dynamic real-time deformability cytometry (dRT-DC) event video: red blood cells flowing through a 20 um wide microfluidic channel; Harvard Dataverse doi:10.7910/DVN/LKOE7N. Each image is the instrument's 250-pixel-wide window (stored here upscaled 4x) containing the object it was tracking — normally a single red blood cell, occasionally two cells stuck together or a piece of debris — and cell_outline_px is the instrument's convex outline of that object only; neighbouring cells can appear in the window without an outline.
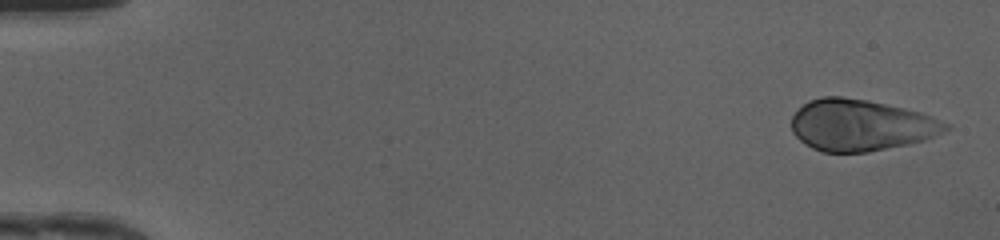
{"species": "human", "species_latin": "Homo sapiens", "temperature_condition": "cold", "stored_images_in_passage": 47, "camera_frame_rate_fps": 3000, "um_per_image_px": 0.085, "donor": {"sex": "female"}, "frame": {"image": 1, "passage_image": 1, "time_ms": 0.0, "image_size_px": [1000, 240], "cell_outline_px": [[952, 128], [944, 132], [924, 140], [908, 144], [868, 152], [824, 152], [812, 148], [804, 144], [792, 132], [792, 116], [808, 100], [824, 96], [840, 96], [868, 100], [904, 108], [920, 112], [952, 124]], "centroid_in_image_um": [73.19, 10.64], "position_along_channel_um": 11.8, "area_um2": 46.3}}
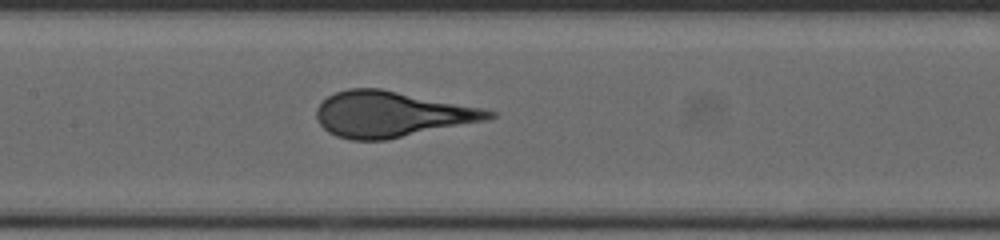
{"frame": {"image": 2, "passage_image": 23, "time_ms": 7.333, "image_size_px": [1000, 240], "cell_outline_px": [[496, 116], [488, 120], [384, 140], [352, 140], [336, 136], [328, 132], [320, 124], [316, 116], [316, 108], [328, 96], [336, 92], [348, 88], [380, 88], [484, 108], [496, 112]], "centroid_in_image_um": [33.28, 9.7], "position_along_channel_um": 174.1, "area_um2": 45.84}}
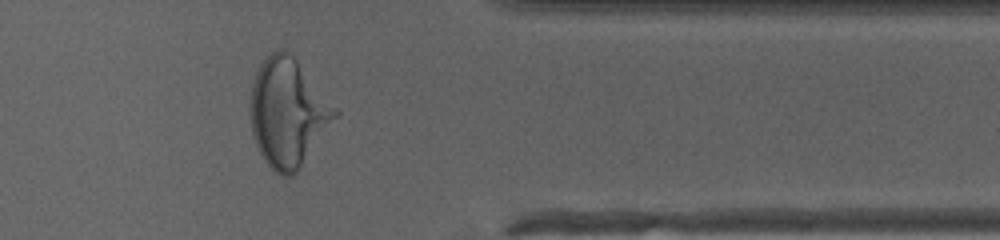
{"frame": {"image": 3, "passage_image": 39, "time_ms": 12.667, "image_size_px": [1000, 240], "cell_outline_px": [[340, 116], [296, 172], [292, 176], [280, 176], [264, 160], [256, 144], [252, 132], [248, 112], [248, 104], [252, 84], [256, 72], [260, 64], [276, 48], [284, 48], [296, 60], [340, 112]], "centroid_in_image_um": [24.46, 9.58], "position_along_channel_um": 386.9, "area_um2": 53.58}}